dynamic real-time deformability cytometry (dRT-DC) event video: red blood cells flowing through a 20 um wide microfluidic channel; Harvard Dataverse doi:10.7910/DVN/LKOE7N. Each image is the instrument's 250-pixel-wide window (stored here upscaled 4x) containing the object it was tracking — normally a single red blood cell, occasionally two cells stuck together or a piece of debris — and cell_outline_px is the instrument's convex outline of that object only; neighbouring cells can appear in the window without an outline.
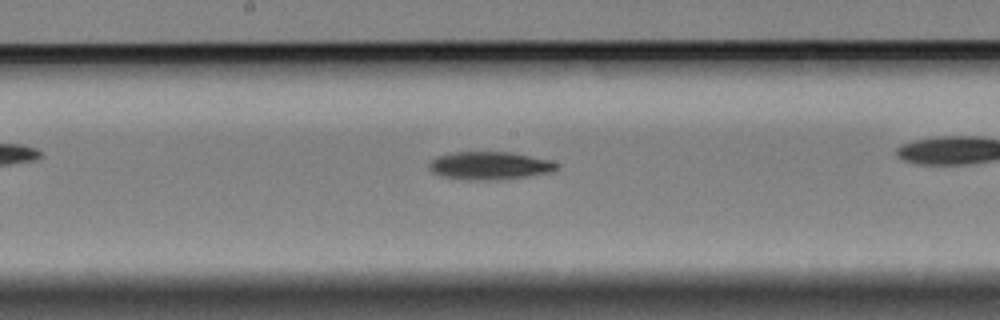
{"species": "Egyptian fruit bat (a non-hibernating species)", "species_latin": "Rousettus aegyptiacus", "temperature_condition": "cold", "stored_images_in_passage": 40, "camera_frame_rate_fps": 3000, "um_per_image_px": 0.085, "animal": {"sex": "female"}, "frame": {"image": 1, "passage_image": 23, "time_ms": 7.333, "image_size_px": [1000, 320], "cell_outline_px": [[560, 168], [552, 172], [496, 180], [468, 180], [444, 176], [432, 172], [428, 168], [428, 164], [432, 160], [440, 156], [456, 152], [512, 152], [552, 160], [560, 164]], "centroid_in_image_um": [41.68, 14.07], "position_along_channel_um": 206.5, "area_um2": 20.75}}
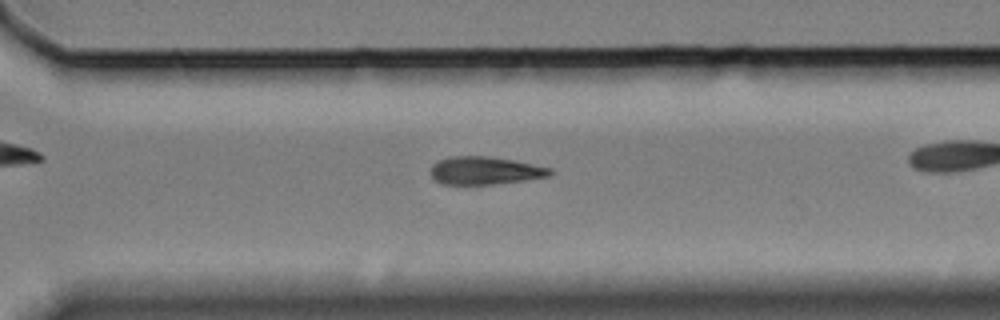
{"frame": {"image": 2, "passage_image": 34, "time_ms": 11.0, "image_size_px": [1000, 320], "cell_outline_px": [[552, 172], [548, 176], [524, 180], [492, 184], [440, 184], [432, 176], [432, 164], [436, 160], [448, 156], [488, 156], [512, 160], [552, 168]], "centroid_in_image_um": [41.18, 14.49], "position_along_channel_um": 329.4, "area_um2": 19.25}}